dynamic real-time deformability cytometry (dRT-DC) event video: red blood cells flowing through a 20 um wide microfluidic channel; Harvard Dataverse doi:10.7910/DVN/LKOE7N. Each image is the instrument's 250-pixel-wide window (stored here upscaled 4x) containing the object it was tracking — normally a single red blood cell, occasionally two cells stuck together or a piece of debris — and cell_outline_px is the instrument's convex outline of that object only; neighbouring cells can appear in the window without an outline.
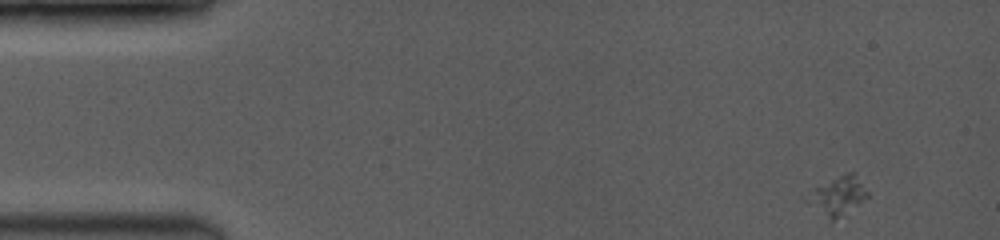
{"species": "common noctule bat (a hibernating species)", "species_latin": "Nyctalus noctula", "temperature_condition": "room temperature", "stored_images_in_passage": 4, "camera_frame_rate_fps": 3500, "um_per_image_px": 0.085, "animal": {"sex": "female", "body_mass_g": 19.0, "forearm_length_mm": 53.3}, "frame": {"image": 1, "passage_image": 1, "time_ms": 0.0, "image_size_px": [1000, 240], "cell_outline_px": [[868, 196], [860, 204], [832, 220], [804, 200], [812, 188], [848, 172], [856, 172], [868, 192]], "centroid_in_image_um": [71.23, 16.59], "position_along_channel_um": 13.8, "area_um2": 13.18}}
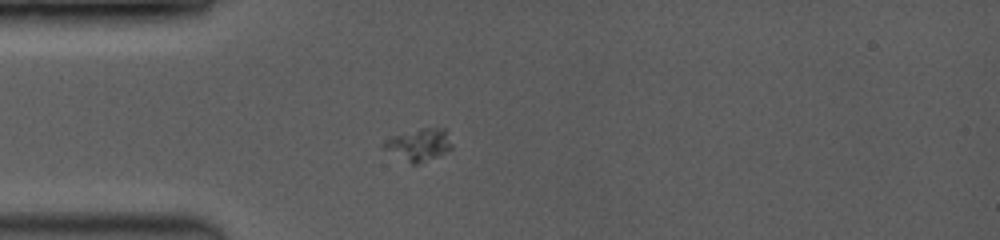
{"frame": {"image": 2, "passage_image": 4, "time_ms": 3.429, "image_size_px": [1000, 240], "cell_outline_px": [[452, 148], [440, 156], [424, 164], [412, 164], [384, 148], [380, 144], [396, 136], [424, 128], [444, 128], [452, 144]], "centroid_in_image_um": [35.68, 12.34], "position_along_channel_um": 49.3, "area_um2": 12.43}}